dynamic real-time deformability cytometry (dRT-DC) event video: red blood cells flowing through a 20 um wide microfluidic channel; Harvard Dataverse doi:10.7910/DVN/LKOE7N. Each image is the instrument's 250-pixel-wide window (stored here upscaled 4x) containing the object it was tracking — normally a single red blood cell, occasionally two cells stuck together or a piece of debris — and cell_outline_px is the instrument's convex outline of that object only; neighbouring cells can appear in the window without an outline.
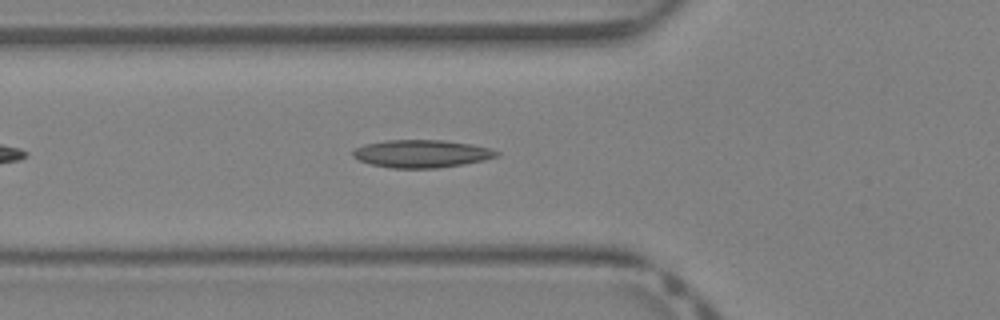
{"species": "Egyptian fruit bat (a non-hibernating species)", "species_latin": "Rousettus aegyptiacus", "temperature_condition": "warm", "stored_images_in_passage": 20, "camera_frame_rate_fps": 3000, "um_per_image_px": 0.085, "animal": {"sex": "female"}, "frame": {"image": 1, "passage_image": 5, "time_ms": 1.333, "image_size_px": [1000, 320], "cell_outline_px": [[500, 152], [496, 156], [484, 160], [464, 164], [436, 168], [392, 168], [372, 164], [360, 160], [352, 156], [352, 152], [356, 148], [364, 144], [384, 140], [444, 140], [472, 144], [492, 148]], "centroid_in_image_um": [35.85, 13.05], "position_along_channel_um": 90.0, "area_um2": 23.24}}
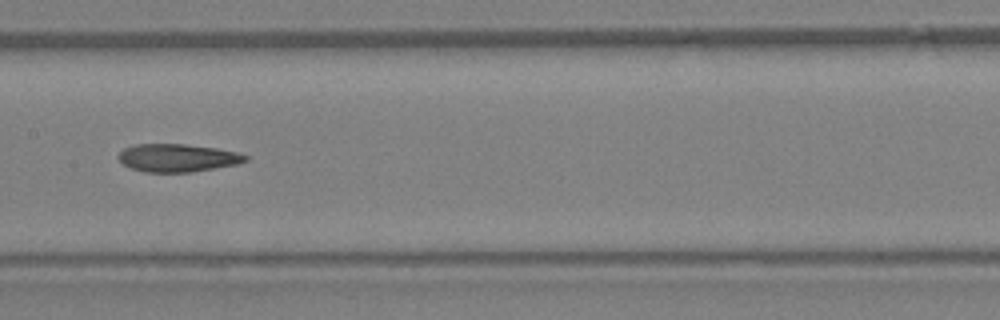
{"frame": {"image": 2, "passage_image": 11, "time_ms": 3.333, "image_size_px": [1000, 320], "cell_outline_px": [[248, 160], [236, 164], [192, 172], [144, 172], [132, 168], [124, 164], [116, 156], [124, 148], [136, 144], [184, 144], [216, 148], [236, 152], [248, 156]], "centroid_in_image_um": [15.07, 13.41], "position_along_channel_um": 192.3, "area_um2": 20.52}}
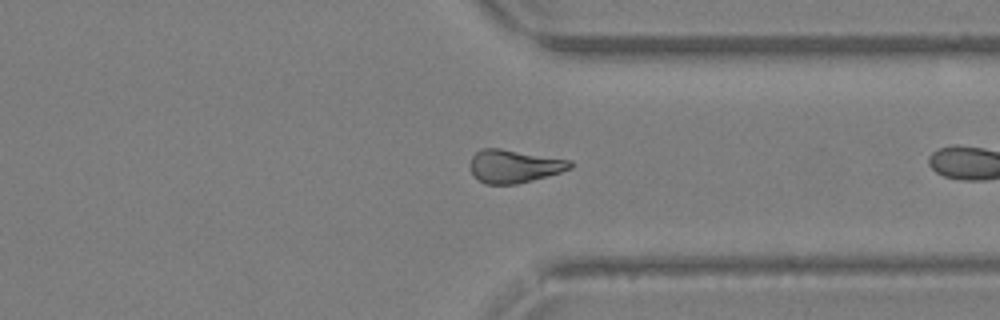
{"frame": {"image": 3, "passage_image": 19, "time_ms": 6.0, "image_size_px": [1000, 320], "cell_outline_px": [[572, 168], [560, 172], [532, 180], [516, 184], [484, 184], [472, 172], [468, 164], [472, 156], [480, 148], [500, 148], [572, 160]], "centroid_in_image_um": [43.68, 14.11], "position_along_channel_um": 367.7, "area_um2": 19.31}}